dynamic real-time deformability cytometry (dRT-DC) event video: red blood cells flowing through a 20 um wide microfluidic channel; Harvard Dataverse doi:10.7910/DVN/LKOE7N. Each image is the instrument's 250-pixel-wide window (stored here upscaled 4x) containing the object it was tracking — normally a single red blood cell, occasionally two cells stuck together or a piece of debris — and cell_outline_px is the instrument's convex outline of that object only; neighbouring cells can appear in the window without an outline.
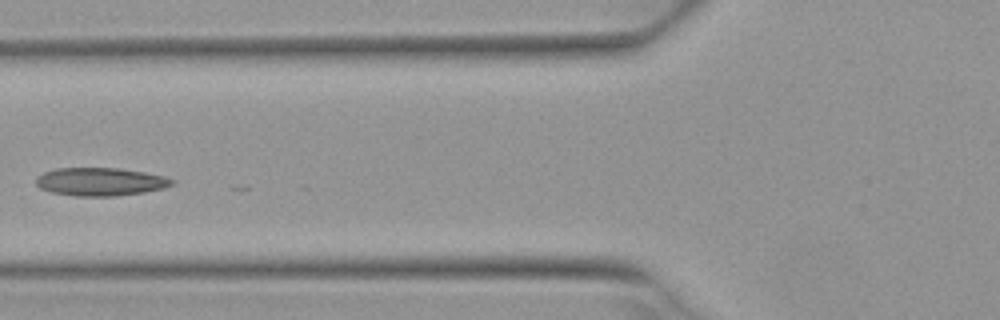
{"species": "Egyptian fruit bat (a non-hibernating species)", "species_latin": "Rousettus aegyptiacus", "temperature_condition": "warm", "stored_images_in_passage": 5, "camera_frame_rate_fps": 3000, "um_per_image_px": 0.085, "animal": {"sex": "female"}, "frame": {"image": 1, "passage_image": 5, "time_ms": 1.333, "image_size_px": [1000, 320], "cell_outline_px": [[176, 180], [172, 184], [164, 188], [144, 192], [116, 196], [76, 196], [52, 192], [40, 188], [36, 184], [36, 176], [44, 172], [56, 168], [120, 168], [144, 172], [164, 176]], "centroid_in_image_um": [8.53, 15.44], "position_along_channel_um": 117.3, "area_um2": 22.31}}